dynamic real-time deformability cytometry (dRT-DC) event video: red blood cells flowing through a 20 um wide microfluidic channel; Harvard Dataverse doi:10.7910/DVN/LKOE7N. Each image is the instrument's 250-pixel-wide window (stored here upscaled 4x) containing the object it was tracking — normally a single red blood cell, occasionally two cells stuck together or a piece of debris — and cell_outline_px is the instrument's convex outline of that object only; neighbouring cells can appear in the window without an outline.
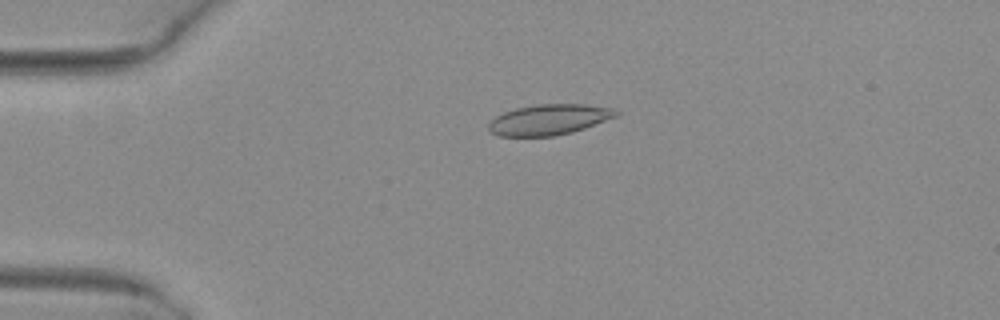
{"species": "common noctule bat (a hibernating species)", "species_latin": "Nyctalus noctula", "temperature_condition": "warm", "stored_images_in_passage": 42, "camera_frame_rate_fps": 3000, "um_per_image_px": 0.085, "animal": {"sex": "female", "body_mass_g": 29.2, "forearm_length_mm": 56.3}, "frame": {"image": 1, "passage_image": 3, "time_ms": 0.667, "image_size_px": [1000, 320], "cell_outline_px": [[620, 112], [616, 116], [584, 128], [572, 132], [552, 136], [500, 136], [492, 132], [488, 128], [488, 124], [496, 116], [504, 112], [516, 108], [536, 104], [584, 104], [616, 108]], "centroid_in_image_um": [46.68, 10.15], "position_along_channel_um": 38.3, "area_um2": 22.6}}
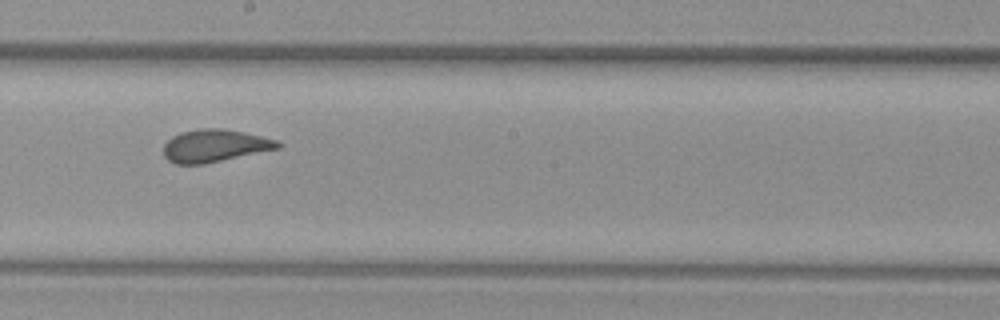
{"frame": {"image": 2, "passage_image": 20, "time_ms": 6.333, "image_size_px": [1000, 320], "cell_outline_px": [[284, 144], [280, 148], [204, 164], [176, 164], [168, 160], [164, 156], [164, 144], [172, 136], [180, 132], [200, 128], [220, 128], [260, 136], [276, 140]], "centroid_in_image_um": [18.23, 12.39], "position_along_channel_um": 230.0, "area_um2": 21.56}}
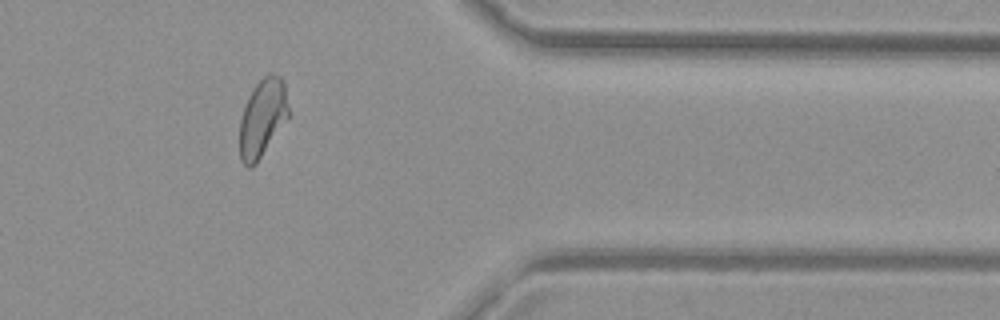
{"frame": {"image": 3, "passage_image": 33, "time_ms": 10.667, "image_size_px": [1000, 320], "cell_outline_px": [[288, 120], [256, 164], [252, 168], [248, 168], [240, 160], [240, 120], [248, 96], [256, 84], [268, 72], [272, 72], [280, 76], [284, 84], [288, 108]], "centroid_in_image_um": [22.31, 10.04], "position_along_channel_um": 389.1, "area_um2": 22.31}, "authors_computed_cell_mechanics": {"area_um2": 22.2819, "velocity_mm_per_s": 4.0662, "shape_relaxation_time_tau1_ms": 7.6886, "shape_relaxation_time_tau2_ms": 0.7691, "deformation_change_tau1": 0.1996, "deformation_change_tau2": 0.0578}}